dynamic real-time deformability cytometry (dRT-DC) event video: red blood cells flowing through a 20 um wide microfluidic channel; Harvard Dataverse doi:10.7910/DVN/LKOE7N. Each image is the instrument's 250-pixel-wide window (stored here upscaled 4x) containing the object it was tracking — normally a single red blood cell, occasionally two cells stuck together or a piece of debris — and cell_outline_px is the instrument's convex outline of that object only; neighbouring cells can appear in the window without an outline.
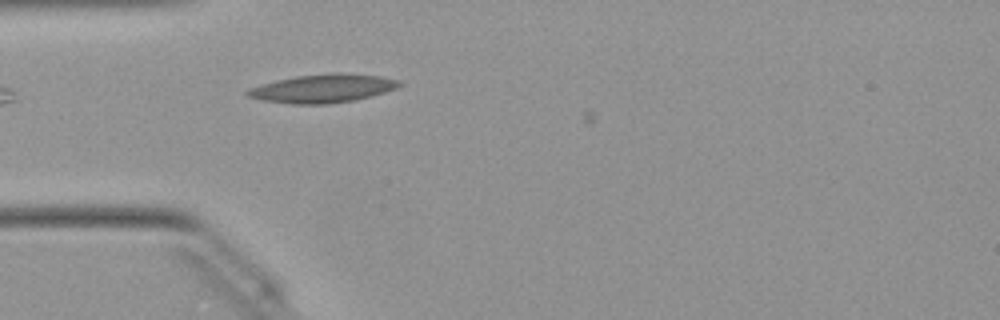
{"species": "Egyptian fruit bat (a non-hibernating species)", "species_latin": "Rousettus aegyptiacus", "temperature_condition": "warm", "stored_images_in_passage": 4, "camera_frame_rate_fps": 3000, "um_per_image_px": 0.085, "animal": {"sex": "female"}, "frame": {"image": 1, "passage_image": 2, "time_ms": 0.333, "image_size_px": [1000, 320], "cell_outline_px": [[404, 84], [396, 88], [372, 96], [356, 100], [328, 104], [292, 104], [264, 100], [248, 96], [244, 92], [248, 88], [276, 80], [296, 76], [340, 72], [344, 72], [380, 76], [400, 80]], "centroid_in_image_um": [27.47, 7.51], "position_along_channel_um": 57.5, "area_um2": 25.26}}